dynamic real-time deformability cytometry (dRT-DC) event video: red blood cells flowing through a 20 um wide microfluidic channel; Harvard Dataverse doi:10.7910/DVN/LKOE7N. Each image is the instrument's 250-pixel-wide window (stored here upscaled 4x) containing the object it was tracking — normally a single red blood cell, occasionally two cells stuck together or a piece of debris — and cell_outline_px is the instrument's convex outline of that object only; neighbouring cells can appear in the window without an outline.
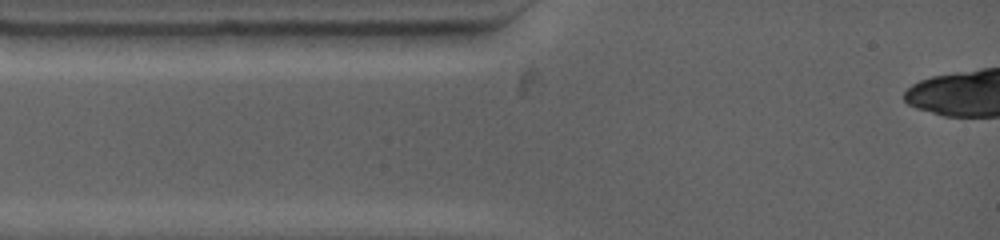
{"species": "common noctule bat (a hibernating species)", "species_latin": "Nyctalus noctula", "temperature_condition": "warm", "stored_images_in_passage": 1, "camera_frame_rate_fps": 4500, "um_per_image_px": 0.085, "animal": {"sex": "female", "body_mass_g": 19.0, "forearm_length_mm": 53.3}, "frame": {"image": 1, "passage_image": 1, "time_ms": 0.0, "image_size_px": [1000, 240], "cell_outline_px": [[456, 32], [452, 40], [444, 48], [368, 48], [300, 32]], "centroid_in_image_um": [33.23, 3.32], "position_along_channel_um": 51.8, "area_um2": 13.53}}